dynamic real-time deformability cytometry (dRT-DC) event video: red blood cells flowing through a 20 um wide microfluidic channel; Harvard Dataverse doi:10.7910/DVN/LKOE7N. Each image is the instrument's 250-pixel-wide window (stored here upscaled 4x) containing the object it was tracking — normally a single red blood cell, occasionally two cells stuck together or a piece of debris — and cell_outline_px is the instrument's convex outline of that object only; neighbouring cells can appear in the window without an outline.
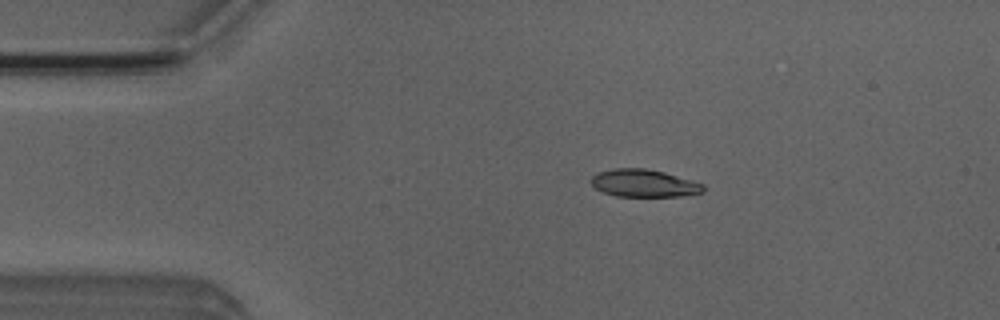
{"species": "Egyptian fruit bat (a non-hibernating species)", "species_latin": "Rousettus aegyptiacus", "temperature_condition": "room temperature", "stored_images_in_passage": 51, "camera_frame_rate_fps": 3000, "um_per_image_px": 0.085, "animal": {"sex": "male"}, "frame": {"image": 1, "passage_image": 9, "time_ms": 2.667, "image_size_px": [1000, 320], "cell_outline_px": [[708, 188], [704, 192], [680, 196], [616, 196], [604, 192], [596, 188], [592, 184], [592, 176], [600, 172], [612, 168], [644, 168], [664, 172], [692, 180], [704, 184]], "centroid_in_image_um": [54.79, 15.57], "position_along_channel_um": 30.2, "area_um2": 17.98}}
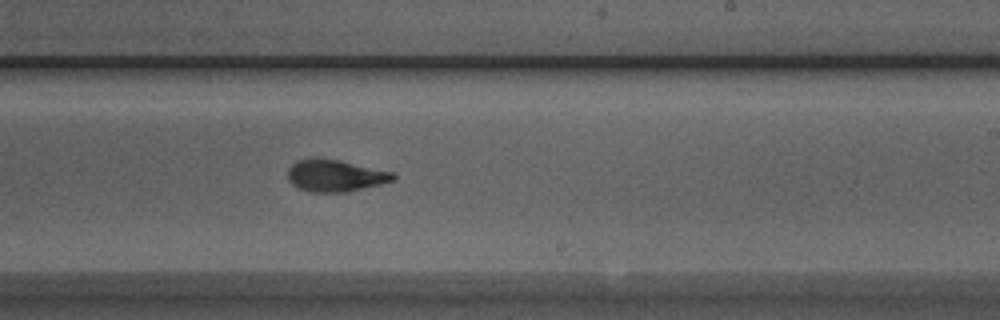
{"frame": {"image": 2, "passage_image": 30, "time_ms": 9.667, "image_size_px": [1000, 320], "cell_outline_px": [[396, 180], [348, 192], [308, 192], [296, 188], [288, 180], [288, 168], [296, 160], [316, 156], [340, 160], [396, 172]], "centroid_in_image_um": [28.49, 14.91], "position_along_channel_um": 260.5, "area_um2": 20.23}}
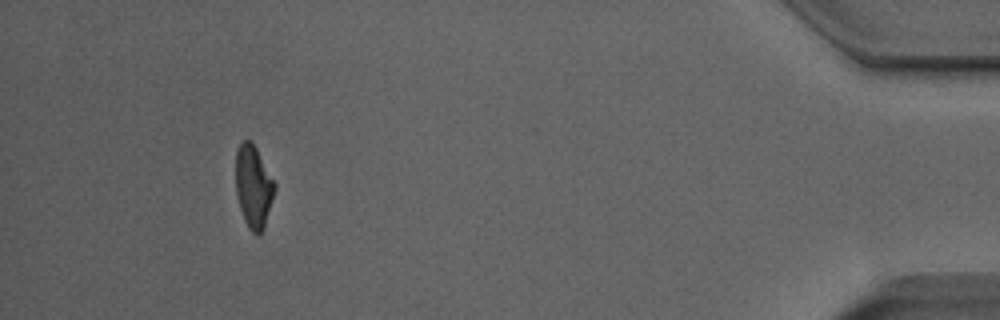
{"frame": {"image": 3, "passage_image": 47, "time_ms": 15.333, "image_size_px": [1000, 320], "cell_outline_px": [[276, 188], [264, 228], [256, 236], [248, 228], [244, 220], [240, 208], [236, 192], [236, 148], [244, 140], [252, 140], [276, 184]], "centroid_in_image_um": [21.54, 15.85], "position_along_channel_um": 413.7, "area_um2": 18.79}, "authors_computed_cell_mechanics": {"area_um2": 19.3052, "velocity_mm_per_s": 3.9583, "shape_relaxation_time_tau1_ms": 3.8478, "shape_relaxation_time_tau2_ms": 1.6921, "deformation_change_tau1": 0.1491, "deformation_change_tau2": 0.0836}}